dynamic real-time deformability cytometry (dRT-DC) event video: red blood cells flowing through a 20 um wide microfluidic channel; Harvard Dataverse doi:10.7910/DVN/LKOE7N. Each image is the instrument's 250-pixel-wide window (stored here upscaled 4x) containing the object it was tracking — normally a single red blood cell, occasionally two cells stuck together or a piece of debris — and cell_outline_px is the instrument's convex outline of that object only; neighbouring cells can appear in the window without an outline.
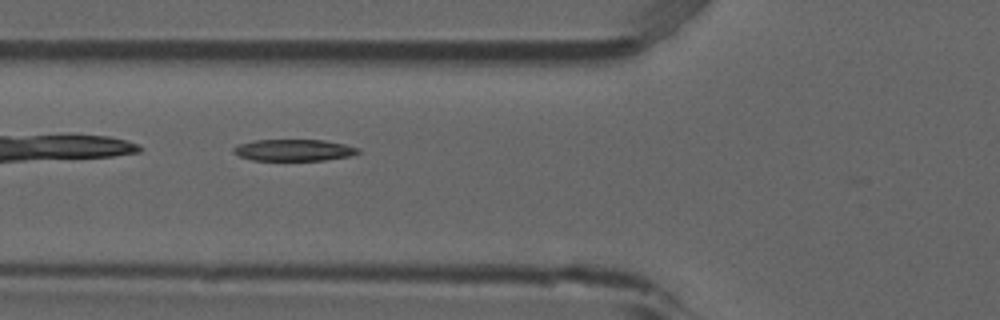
{"species": "common noctule bat (a hibernating species)", "species_latin": "Nyctalus noctula", "temperature_condition": "room temperature", "stored_images_in_passage": 3, "camera_frame_rate_fps": 3000, "um_per_image_px": 0.085, "animal": {"sex": "male", "forearm_length_mm": 52.5}, "frame": {"image": 1, "passage_image": 2, "time_ms": 0.333, "image_size_px": [1000, 320], "cell_outline_px": [[360, 152], [352, 156], [324, 160], [252, 160], [240, 156], [232, 152], [232, 148], [240, 144], [256, 140], [324, 140], [344, 144], [360, 148]], "centroid_in_image_um": [25.0, 12.76], "position_along_channel_um": 100.8, "area_um2": 15.66}}
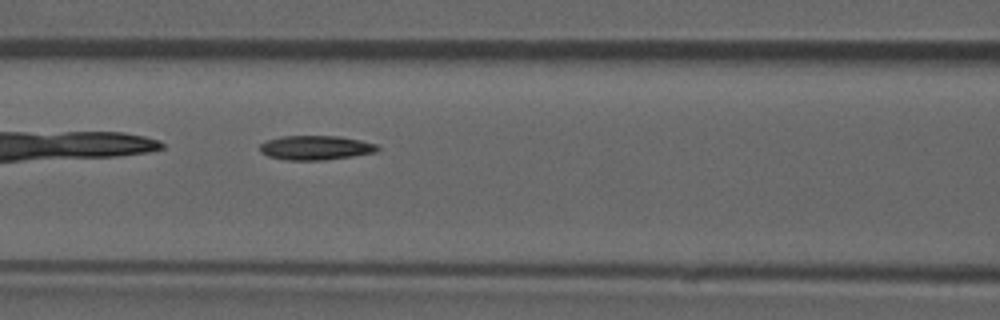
{"frame": {"image": 2, "passage_image": 3, "time_ms": 0.667, "image_size_px": [1000, 320], "cell_outline_px": [[380, 148], [376, 152], [352, 156], [324, 160], [288, 160], [268, 156], [260, 152], [260, 144], [268, 140], [280, 136], [340, 136], [360, 140], [376, 144]], "centroid_in_image_um": [26.83, 12.55], "position_along_channel_um": 139.8, "area_um2": 16.65}}